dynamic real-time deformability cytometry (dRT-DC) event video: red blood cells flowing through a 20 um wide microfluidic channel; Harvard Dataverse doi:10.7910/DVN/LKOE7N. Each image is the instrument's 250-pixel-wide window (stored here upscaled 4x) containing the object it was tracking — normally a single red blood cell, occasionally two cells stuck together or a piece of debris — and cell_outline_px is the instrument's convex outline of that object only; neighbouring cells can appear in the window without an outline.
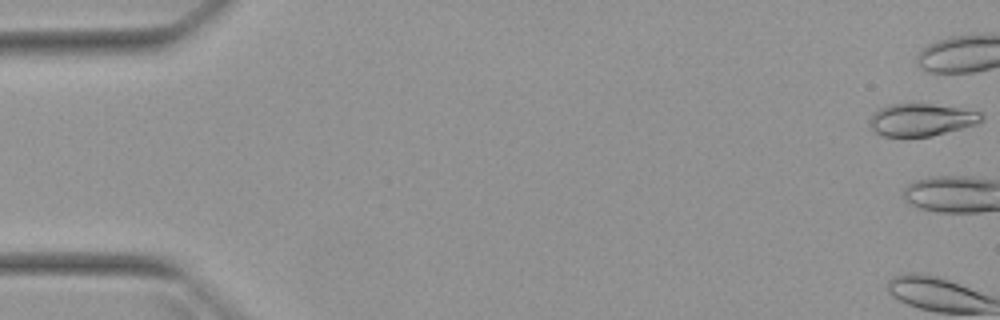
{"species": "Egyptian fruit bat (a non-hibernating species)", "species_latin": "Rousettus aegyptiacus", "temperature_condition": "warm", "stored_images_in_passage": 5, "camera_frame_rate_fps": 3000, "um_per_image_px": 0.085, "animal": {"sex": "female"}, "frame": {"image": 1, "passage_image": 1, "time_ms": 0.0, "image_size_px": [1000, 320], "cell_outline_px": [[984, 120], [976, 124], [932, 136], [900, 140], [880, 136], [868, 124], [872, 112], [888, 104], [932, 104], [960, 108], [980, 112], [984, 116]], "centroid_in_image_um": [78.25, 10.23], "position_along_channel_um": 6.8, "area_um2": 21.91}}